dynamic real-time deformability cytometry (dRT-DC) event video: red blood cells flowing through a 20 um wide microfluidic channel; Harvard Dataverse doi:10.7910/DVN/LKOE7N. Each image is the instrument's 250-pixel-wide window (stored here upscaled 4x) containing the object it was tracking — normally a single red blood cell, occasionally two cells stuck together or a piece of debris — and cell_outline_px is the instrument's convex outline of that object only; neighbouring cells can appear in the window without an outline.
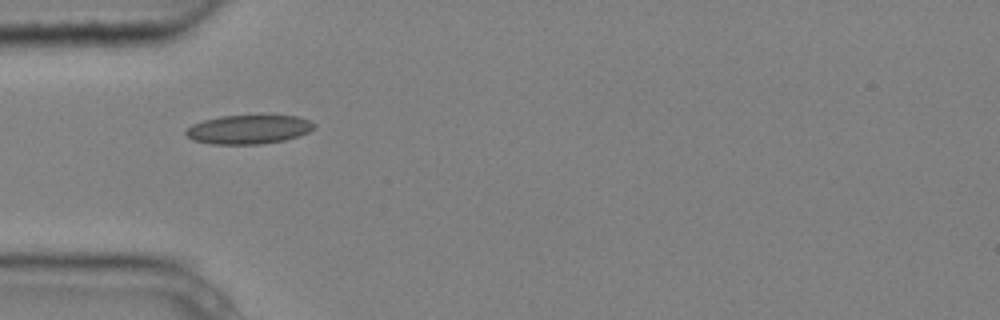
{"species": "common noctule bat (a hibernating species)", "species_latin": "Nyctalus noctula", "temperature_condition": "cold", "stored_images_in_passage": 1, "camera_frame_rate_fps": 3000, "um_per_image_px": 0.085, "animal": {"sex": "male", "body_mass_g": 20.4}, "frame": {"image": 1, "passage_image": 1, "time_ms": 0.0, "image_size_px": [1000, 320], "cell_outline_px": [[316, 128], [300, 136], [284, 140], [260, 144], [212, 144], [192, 140], [184, 132], [192, 124], [204, 120], [220, 116], [260, 112], [296, 116], [312, 120], [316, 124]], "centroid_in_image_um": [21.21, 10.94], "position_along_channel_um": 63.8, "area_um2": 22.77}}